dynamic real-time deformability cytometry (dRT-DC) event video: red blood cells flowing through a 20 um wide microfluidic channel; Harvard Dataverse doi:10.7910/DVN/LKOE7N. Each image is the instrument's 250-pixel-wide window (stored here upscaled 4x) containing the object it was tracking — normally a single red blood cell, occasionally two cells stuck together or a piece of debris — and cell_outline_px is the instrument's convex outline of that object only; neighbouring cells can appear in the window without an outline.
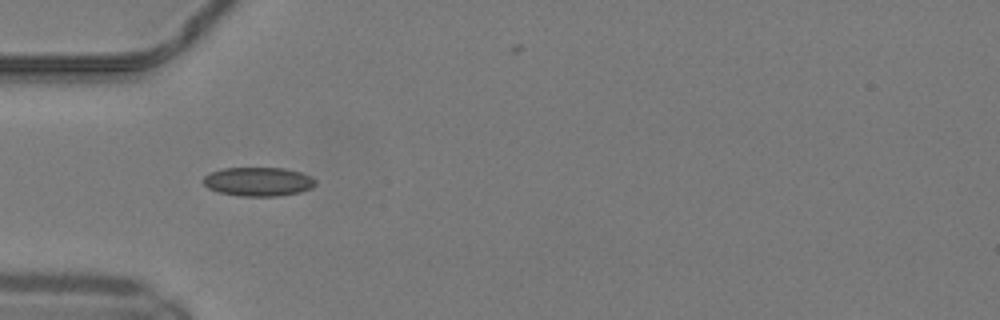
{"species": "common noctule bat (a hibernating species)", "species_latin": "Nyctalus noctula", "temperature_condition": "warm", "stored_images_in_passage": 3, "camera_frame_rate_fps": 3000, "um_per_image_px": 0.085, "animal": {"sex": "male", "body_mass_g": 19.2, "forearm_length_mm": 51.8}, "frame": {"image": 1, "passage_image": 1, "time_ms": 0.0, "image_size_px": [1000, 320], "cell_outline_px": [[316, 184], [312, 188], [300, 192], [280, 196], [240, 196], [220, 192], [208, 188], [204, 184], [204, 176], [208, 172], [224, 168], [284, 168], [300, 172], [312, 176], [316, 180]], "centroid_in_image_um": [21.98, 15.44], "position_along_channel_um": 63.0, "area_um2": 19.02}}